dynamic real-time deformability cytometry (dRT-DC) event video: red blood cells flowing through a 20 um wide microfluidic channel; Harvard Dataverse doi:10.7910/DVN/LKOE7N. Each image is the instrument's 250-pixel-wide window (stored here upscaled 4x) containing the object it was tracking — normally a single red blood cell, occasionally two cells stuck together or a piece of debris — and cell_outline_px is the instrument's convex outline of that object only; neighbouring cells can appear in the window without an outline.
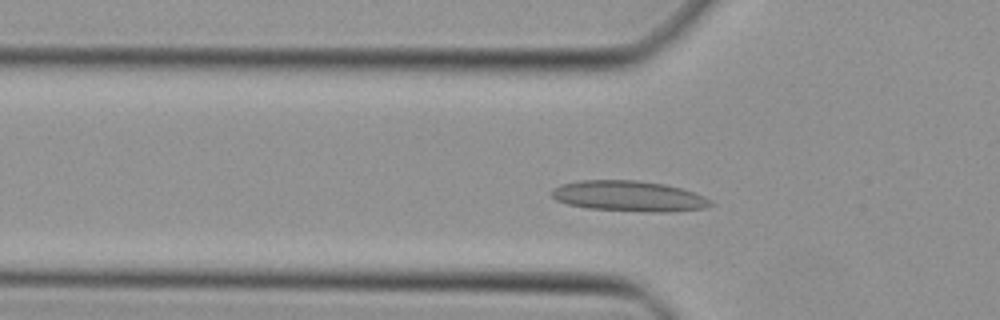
{"species": "Egyptian fruit bat (a non-hibernating species)", "species_latin": "Rousettus aegyptiacus", "temperature_condition": "cold", "stored_images_in_passage": 40, "camera_frame_rate_fps": 3000, "um_per_image_px": 0.085, "animal": {"sex": "female"}, "frame": {"image": 1, "passage_image": 8, "time_ms": 2.333, "image_size_px": [1000, 320], "cell_outline_px": [[712, 204], [704, 208], [668, 212], [648, 212], [588, 208], [568, 204], [556, 200], [552, 196], [552, 188], [560, 184], [580, 180], [636, 180], [664, 184], [680, 188], [704, 196], [712, 200]], "centroid_in_image_um": [53.43, 16.67], "position_along_channel_um": 72.4, "area_um2": 28.26}}
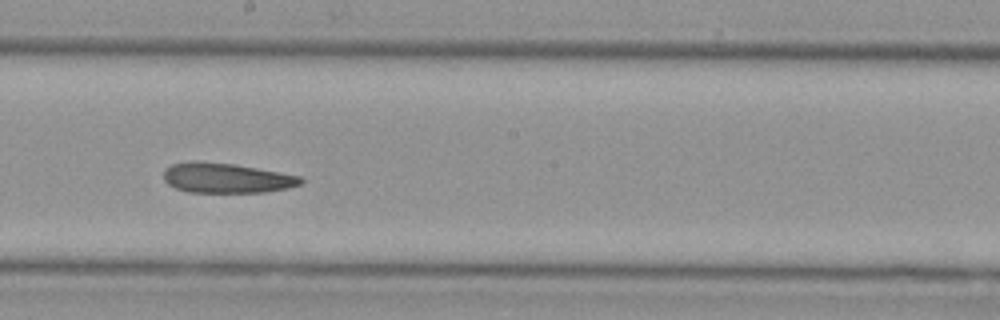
{"frame": {"image": 2, "passage_image": 19, "time_ms": 6.0, "image_size_px": [1000, 320], "cell_outline_px": [[304, 180], [300, 184], [288, 188], [264, 192], [188, 192], [176, 188], [168, 184], [164, 180], [164, 168], [172, 164], [192, 160], [196, 160], [236, 164], [280, 172], [300, 176]], "centroid_in_image_um": [19.22, 15.11], "position_along_channel_um": 229.0, "area_um2": 24.1}}
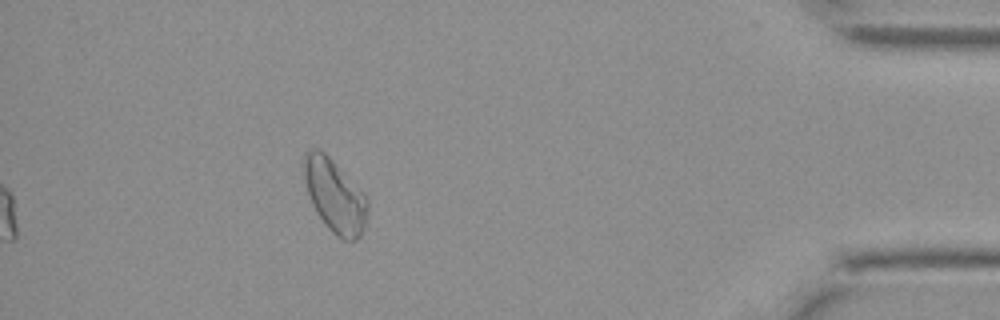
{"frame": {"image": 3, "passage_image": 35, "time_ms": 11.333, "image_size_px": [1000, 320], "cell_outline_px": [[368, 208], [364, 228], [360, 236], [356, 240], [344, 240], [336, 236], [328, 228], [316, 212], [308, 196], [304, 180], [300, 160], [304, 152], [312, 148], [320, 148], [368, 196]], "centroid_in_image_um": [28.42, 16.6], "position_along_channel_um": 406.8, "area_um2": 27.69}}